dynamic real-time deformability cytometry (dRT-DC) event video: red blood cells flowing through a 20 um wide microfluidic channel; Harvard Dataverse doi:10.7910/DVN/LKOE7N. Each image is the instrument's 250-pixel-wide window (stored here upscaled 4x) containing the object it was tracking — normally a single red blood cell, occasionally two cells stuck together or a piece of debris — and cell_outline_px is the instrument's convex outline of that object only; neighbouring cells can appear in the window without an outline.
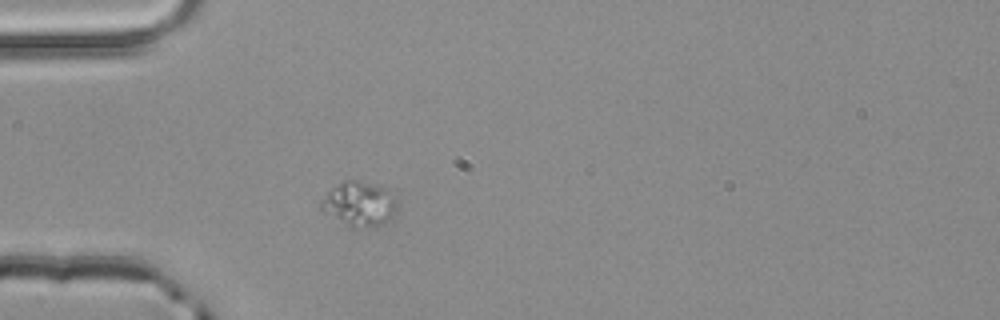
{"species": "common noctule bat (a hibernating species)", "species_latin": "Nyctalus noctula", "temperature_condition": "room temperature", "stored_images_in_passage": 1, "camera_frame_rate_fps": 3000, "um_per_image_px": 0.085, "animal": {"sex": "male", "body_mass_g": 20.4}, "frame": {"image": 1, "passage_image": 1, "time_ms": 0.0, "image_size_px": [1000, 320], "cell_outline_px": [[396, 204], [392, 216], [380, 224], [372, 228], [352, 228], [324, 212], [320, 208], [320, 200], [332, 188], [344, 180], [360, 180], [384, 188], [396, 200]], "centroid_in_image_um": [30.49, 17.34], "position_along_channel_um": 54.5, "area_um2": 19.42}}